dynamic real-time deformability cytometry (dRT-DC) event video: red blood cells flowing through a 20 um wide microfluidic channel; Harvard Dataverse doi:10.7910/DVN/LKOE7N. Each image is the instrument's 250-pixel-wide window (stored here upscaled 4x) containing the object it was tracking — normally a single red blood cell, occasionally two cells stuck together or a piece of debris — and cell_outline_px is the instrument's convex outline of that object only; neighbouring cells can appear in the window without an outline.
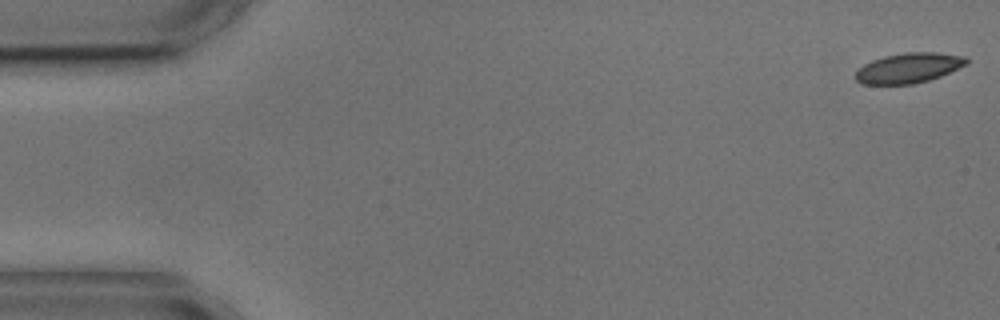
{"species": "common noctule bat (a hibernating species)", "species_latin": "Nyctalus noctula", "temperature_condition": "cold", "stored_images_in_passage": 5, "camera_frame_rate_fps": 3000, "um_per_image_px": 0.085, "animal": {"sex": "male", "body_mass_g": 17.9, "forearm_length_mm": 54.2}, "frame": {"image": 1, "passage_image": 1, "time_ms": 0.0, "image_size_px": [1000, 320], "cell_outline_px": [[968, 64], [940, 76], [928, 80], [912, 84], [860, 84], [856, 80], [856, 72], [864, 64], [872, 60], [884, 56], [904, 52], [936, 52], [968, 56]], "centroid_in_image_um": [77.26, 5.76], "position_along_channel_um": 7.7, "area_um2": 19.48}}